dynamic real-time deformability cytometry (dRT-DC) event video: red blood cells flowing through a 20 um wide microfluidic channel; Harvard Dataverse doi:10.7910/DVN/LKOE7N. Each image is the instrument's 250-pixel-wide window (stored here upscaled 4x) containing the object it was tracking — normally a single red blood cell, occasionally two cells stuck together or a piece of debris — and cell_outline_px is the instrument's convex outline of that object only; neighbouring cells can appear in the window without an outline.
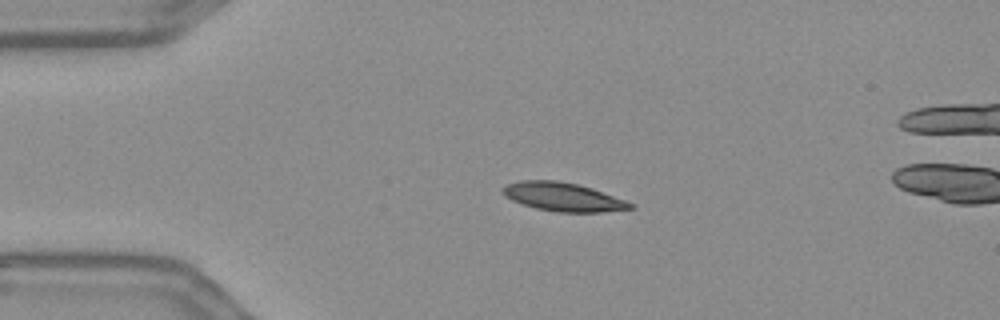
{"species": "Egyptian fruit bat (a non-hibernating species)", "species_latin": "Rousettus aegyptiacus", "temperature_condition": "warm", "stored_images_in_passage": 5, "camera_frame_rate_fps": 3000, "um_per_image_px": 0.085, "frame": {"image": 1, "passage_image": 1, "time_ms": 0.0, "image_size_px": [1000, 320], "cell_outline_px": [[636, 208], [600, 212], [556, 212], [536, 208], [512, 200], [504, 196], [500, 192], [500, 188], [504, 184], [520, 180], [556, 180], [576, 184], [592, 188], [636, 204]], "centroid_in_image_um": [47.83, 16.73], "position_along_channel_um": 37.2, "area_um2": 21.44}}